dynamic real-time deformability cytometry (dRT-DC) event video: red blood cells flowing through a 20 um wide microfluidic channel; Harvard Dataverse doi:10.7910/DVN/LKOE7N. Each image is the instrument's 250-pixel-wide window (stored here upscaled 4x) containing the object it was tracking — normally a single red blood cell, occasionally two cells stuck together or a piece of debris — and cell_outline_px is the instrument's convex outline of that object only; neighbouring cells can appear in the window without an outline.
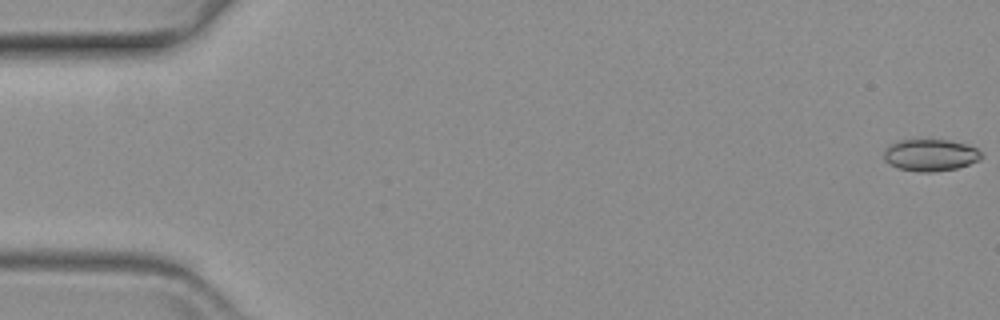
{"species": "common noctule bat (a hibernating species)", "species_latin": "Nyctalus noctula", "temperature_condition": "warm", "stored_images_in_passage": 9, "camera_frame_rate_fps": 3000, "um_per_image_px": 0.085, "animal": {"sex": "female", "body_mass_g": 19.3, "forearm_length_mm": 54.1}, "frame": {"image": 1, "passage_image": 1, "time_ms": 0.0, "image_size_px": [1000, 320], "cell_outline_px": [[984, 156], [980, 160], [956, 168], [932, 172], [920, 172], [900, 168], [884, 160], [884, 152], [888, 144], [896, 140], [948, 140], [964, 144], [976, 148]], "centroid_in_image_um": [79.07, 13.17], "position_along_channel_um": 5.9, "area_um2": 17.98}}